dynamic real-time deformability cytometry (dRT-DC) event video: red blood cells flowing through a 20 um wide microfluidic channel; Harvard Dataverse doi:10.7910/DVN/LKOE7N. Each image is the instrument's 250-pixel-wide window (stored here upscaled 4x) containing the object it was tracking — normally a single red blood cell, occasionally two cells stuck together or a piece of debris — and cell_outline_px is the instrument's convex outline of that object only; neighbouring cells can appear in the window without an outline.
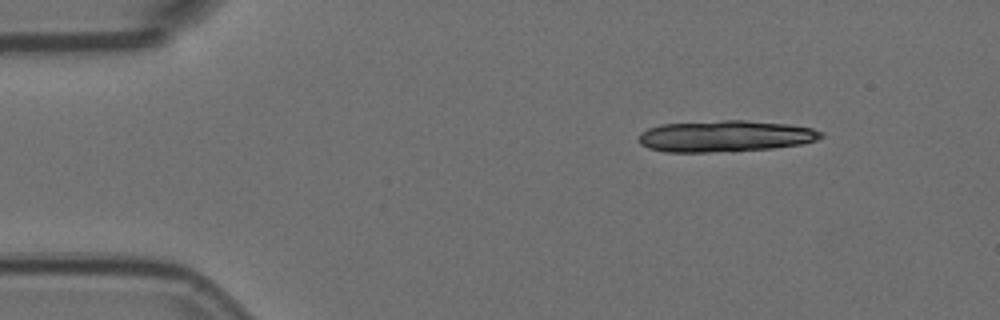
{"species": "Egyptian fruit bat (a non-hibernating species)", "species_latin": "Rousettus aegyptiacus", "temperature_condition": "room temperature", "stored_images_in_passage": 2, "camera_frame_rate_fps": 3000, "um_per_image_px": 0.085, "animal": {"sex": "female"}, "frame": {"image": 1, "passage_image": 2, "time_ms": 0.333, "image_size_px": [1000, 320], "cell_outline_px": [[824, 136], [816, 140], [800, 144], [772, 148], [708, 152], [664, 152], [648, 148], [640, 144], [640, 132], [648, 128], [660, 124], [724, 120], [744, 120], [788, 124], [812, 128], [824, 132]], "centroid_in_image_um": [61.63, 11.56], "position_along_channel_um": 23.4, "area_um2": 33.29}}